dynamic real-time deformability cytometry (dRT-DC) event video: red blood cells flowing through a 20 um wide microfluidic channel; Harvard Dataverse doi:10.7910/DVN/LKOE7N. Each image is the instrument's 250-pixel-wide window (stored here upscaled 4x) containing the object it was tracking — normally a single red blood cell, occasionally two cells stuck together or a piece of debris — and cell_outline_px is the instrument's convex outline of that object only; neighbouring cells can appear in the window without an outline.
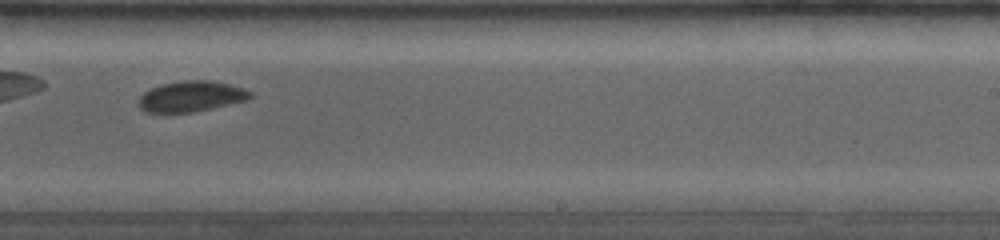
{"species": "common noctule bat (a hibernating species)", "species_latin": "Nyctalus noctula", "temperature_condition": "room temperature", "stored_images_in_passage": 20, "camera_frame_rate_fps": 4000, "um_per_image_px": 0.085, "animal": {"sex": "female", "body_mass_g": 19.0, "forearm_length_mm": 53.3}, "frame": {"image": 1, "passage_image": 15, "time_ms": 6.25, "image_size_px": [1000, 240], "cell_outline_px": [[252, 96], [248, 100], [192, 112], [148, 112], [140, 108], [140, 96], [144, 92], [152, 88], [164, 84], [184, 80], [212, 80], [244, 88], [252, 92]], "centroid_in_image_um": [16.3, 8.18], "position_along_channel_um": 272.7, "area_um2": 19.65}}
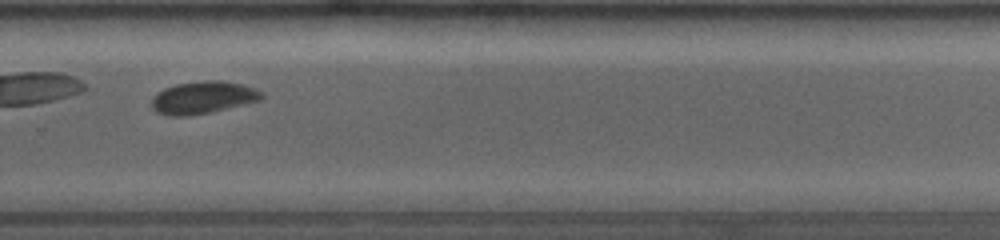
{"frame": {"image": 2, "passage_image": 17, "time_ms": 7.25, "image_size_px": [1000, 240], "cell_outline_px": [[264, 96], [260, 100], [208, 112], [188, 116], [168, 116], [156, 112], [152, 108], [152, 96], [156, 92], [164, 88], [176, 84], [204, 80], [220, 80], [240, 84], [264, 92]], "centroid_in_image_um": [17.19, 8.28], "position_along_channel_um": 312.6, "area_um2": 20.63}}